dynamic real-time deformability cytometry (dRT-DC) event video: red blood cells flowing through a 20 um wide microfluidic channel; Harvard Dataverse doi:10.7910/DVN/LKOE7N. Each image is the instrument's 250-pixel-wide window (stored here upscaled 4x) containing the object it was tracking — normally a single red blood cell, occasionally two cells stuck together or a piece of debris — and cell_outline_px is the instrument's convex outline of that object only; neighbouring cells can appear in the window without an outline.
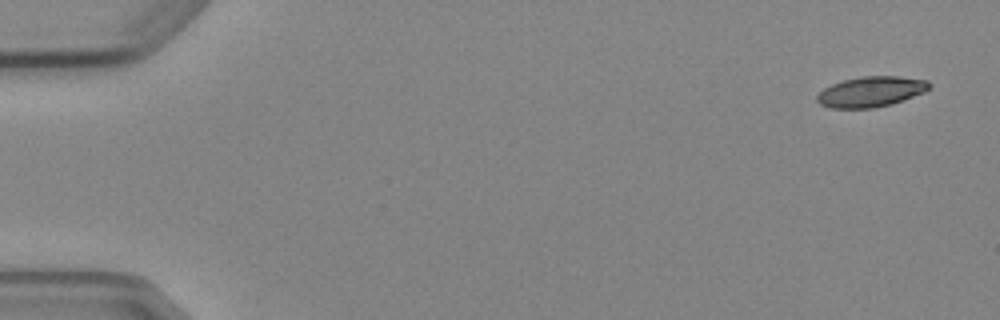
{"species": "Egyptian fruit bat (a non-hibernating species)", "species_latin": "Rousettus aegyptiacus", "temperature_condition": "cold", "stored_images_in_passage": 5, "camera_frame_rate_fps": 3000, "um_per_image_px": 0.085, "animal": {"sex": "female"}, "frame": {"image": 1, "passage_image": 1, "time_ms": 0.0, "image_size_px": [1000, 320], "cell_outline_px": [[932, 84], [924, 92], [892, 104], [872, 108], [828, 108], [820, 104], [816, 100], [816, 96], [824, 88], [832, 84], [844, 80], [860, 76], [900, 76], [928, 80]], "centroid_in_image_um": [74.02, 7.79], "position_along_channel_um": 11.0, "area_um2": 19.94}}
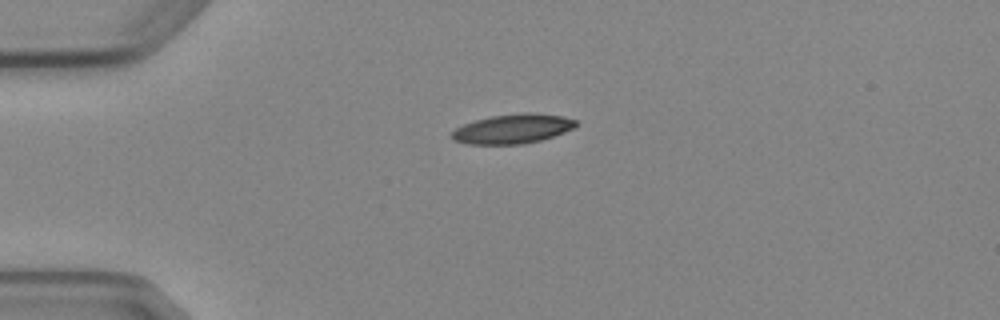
{"frame": {"image": 2, "passage_image": 4, "time_ms": 3.667, "image_size_px": [1000, 320], "cell_outline_px": [[576, 124], [572, 128], [564, 132], [540, 140], [524, 144], [468, 144], [452, 140], [448, 136], [456, 128], [464, 124], [476, 120], [492, 116], [524, 112], [532, 112], [560, 116], [576, 120]], "centroid_in_image_um": [43.52, 10.95], "position_along_channel_um": 41.5, "area_um2": 21.15}}